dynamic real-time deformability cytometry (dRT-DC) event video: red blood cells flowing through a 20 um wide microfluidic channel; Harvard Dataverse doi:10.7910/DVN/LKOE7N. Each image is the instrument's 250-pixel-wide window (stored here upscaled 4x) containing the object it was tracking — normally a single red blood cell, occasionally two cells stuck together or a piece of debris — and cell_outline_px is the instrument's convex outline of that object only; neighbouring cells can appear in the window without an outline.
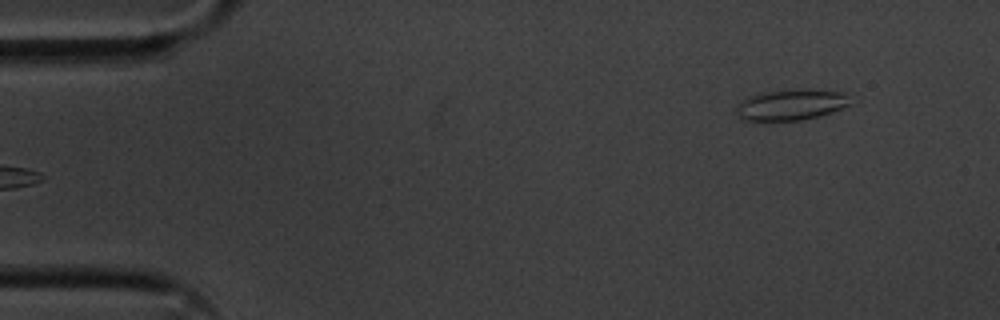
{"species": "common noctule bat (a hibernating species)", "species_latin": "Nyctalus noctula", "temperature_condition": "cold", "stored_images_in_passage": 5, "camera_frame_rate_fps": 3000, "um_per_image_px": 0.085, "animal": {"sex": "male", "body_mass_g": 20.1, "forearm_length_mm": 53.5}, "frame": {"image": 1, "passage_image": 5, "time_ms": 1.333, "image_size_px": [1000, 320], "cell_outline_px": [[852, 104], [844, 108], [820, 116], [804, 120], [756, 124], [744, 120], [736, 112], [736, 108], [748, 96], [764, 92], [788, 88], [808, 88], [844, 92]], "centroid_in_image_um": [67.23, 8.93], "position_along_channel_um": 17.8, "area_um2": 21.68}}